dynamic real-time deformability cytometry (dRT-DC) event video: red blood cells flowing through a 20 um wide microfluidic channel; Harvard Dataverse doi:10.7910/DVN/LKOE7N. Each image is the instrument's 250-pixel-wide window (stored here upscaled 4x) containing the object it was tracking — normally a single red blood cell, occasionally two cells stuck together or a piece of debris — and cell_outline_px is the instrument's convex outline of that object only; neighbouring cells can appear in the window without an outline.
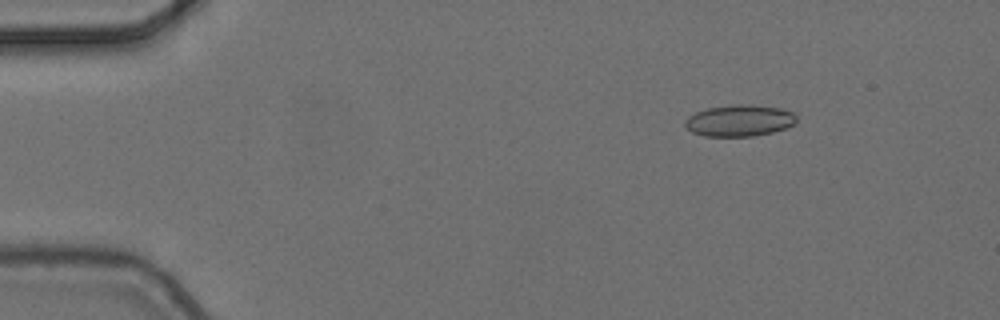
{"species": "common noctule bat (a hibernating species)", "species_latin": "Nyctalus noctula", "temperature_condition": "cold", "stored_images_in_passage": 3, "camera_frame_rate_fps": 3000, "um_per_image_px": 0.085, "animal": {"sex": "female", "body_mass_g": 24.6, "forearm_length_mm": 56.2}, "frame": {"image": 1, "passage_image": 1, "time_ms": 0.0, "image_size_px": [1000, 320], "cell_outline_px": [[796, 124], [772, 132], [752, 136], [704, 136], [692, 132], [684, 124], [684, 120], [688, 116], [696, 112], [708, 108], [732, 104], [748, 104], [780, 108], [792, 112], [796, 116]], "centroid_in_image_um": [62.84, 10.24], "position_along_channel_um": 22.2, "area_um2": 20.46}}
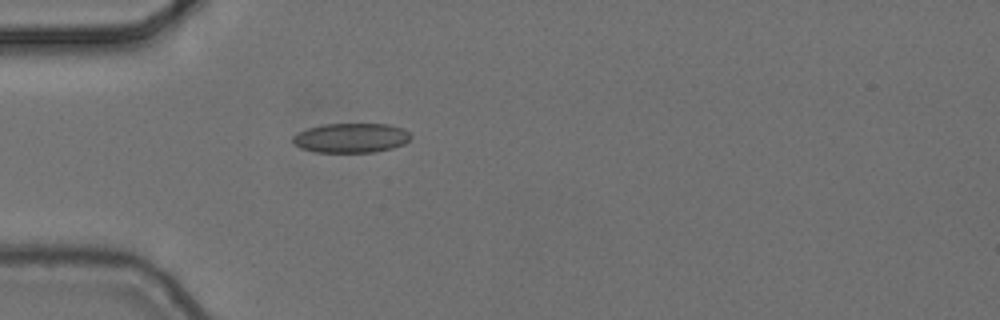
{"frame": {"image": 2, "passage_image": 3, "time_ms": 0.667, "image_size_px": [1000, 320], "cell_outline_px": [[412, 136], [404, 144], [392, 148], [376, 152], [316, 152], [300, 148], [292, 140], [292, 136], [308, 128], [324, 124], [388, 124], [404, 128]], "centroid_in_image_um": [29.86, 11.72], "position_along_channel_um": 55.1, "area_um2": 20.29}}